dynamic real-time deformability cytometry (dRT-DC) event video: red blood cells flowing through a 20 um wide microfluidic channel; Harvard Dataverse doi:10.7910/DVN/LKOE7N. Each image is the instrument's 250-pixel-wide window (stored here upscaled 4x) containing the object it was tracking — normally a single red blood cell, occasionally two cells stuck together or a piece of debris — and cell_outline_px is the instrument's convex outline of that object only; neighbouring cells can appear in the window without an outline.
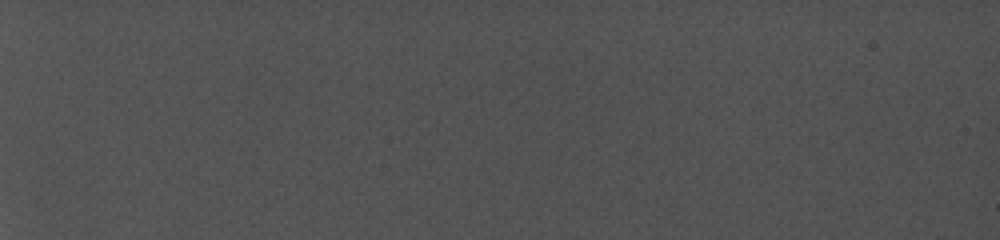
{"species": "common noctule bat (a hibernating species)", "species_latin": "Nyctalus noctula", "temperature_condition": "cold", "stored_images_in_passage": 1, "camera_frame_rate_fps": 5000, "um_per_image_px": 0.085, "animal": {"sex": "female", "body_mass_g": 19.0, "forearm_length_mm": 56.7}, "frame": {"image": 1, "passage_image": 1, "time_ms": 0.0, "image_size_px": [1000, 240], "cell_outline_px": [[976, 120], [968, 148], [956, 156], [928, 156], [916, 140], [924, 132], [952, 120]], "centroid_in_image_um": [80.54, 11.77], "position_along_channel_um": 4.5, "area_um2": 11.16}}